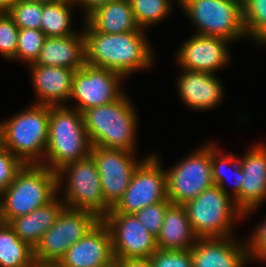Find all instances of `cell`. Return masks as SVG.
Instances as JSON below:
<instances>
[{"instance_id": "36", "label": "cell", "mask_w": 266, "mask_h": 267, "mask_svg": "<svg viewBox=\"0 0 266 267\" xmlns=\"http://www.w3.org/2000/svg\"><path fill=\"white\" fill-rule=\"evenodd\" d=\"M245 243L249 261L258 259L259 262H266V219L254 228L253 233Z\"/></svg>"}, {"instance_id": "16", "label": "cell", "mask_w": 266, "mask_h": 267, "mask_svg": "<svg viewBox=\"0 0 266 267\" xmlns=\"http://www.w3.org/2000/svg\"><path fill=\"white\" fill-rule=\"evenodd\" d=\"M247 151L243 157H239L242 185L233 198L243 217L255 212L266 199V146L258 143Z\"/></svg>"}, {"instance_id": "19", "label": "cell", "mask_w": 266, "mask_h": 267, "mask_svg": "<svg viewBox=\"0 0 266 267\" xmlns=\"http://www.w3.org/2000/svg\"><path fill=\"white\" fill-rule=\"evenodd\" d=\"M179 75L176 80L181 101L192 111L209 110L220 104L225 93L215 74L183 70Z\"/></svg>"}, {"instance_id": "22", "label": "cell", "mask_w": 266, "mask_h": 267, "mask_svg": "<svg viewBox=\"0 0 266 267\" xmlns=\"http://www.w3.org/2000/svg\"><path fill=\"white\" fill-rule=\"evenodd\" d=\"M58 196L60 195L57 194L50 202L29 214L8 222L20 240L35 248L44 233L56 222L59 214L66 207Z\"/></svg>"}, {"instance_id": "5", "label": "cell", "mask_w": 266, "mask_h": 267, "mask_svg": "<svg viewBox=\"0 0 266 267\" xmlns=\"http://www.w3.org/2000/svg\"><path fill=\"white\" fill-rule=\"evenodd\" d=\"M49 135V106L32 104L0 123V145L23 164H41Z\"/></svg>"}, {"instance_id": "25", "label": "cell", "mask_w": 266, "mask_h": 267, "mask_svg": "<svg viewBox=\"0 0 266 267\" xmlns=\"http://www.w3.org/2000/svg\"><path fill=\"white\" fill-rule=\"evenodd\" d=\"M34 248L20 240L12 227L0 221V267H30Z\"/></svg>"}, {"instance_id": "37", "label": "cell", "mask_w": 266, "mask_h": 267, "mask_svg": "<svg viewBox=\"0 0 266 267\" xmlns=\"http://www.w3.org/2000/svg\"><path fill=\"white\" fill-rule=\"evenodd\" d=\"M114 0H76V5H80L82 7V10L84 8V20L96 9H98L101 6H104L105 4H108Z\"/></svg>"}, {"instance_id": "14", "label": "cell", "mask_w": 266, "mask_h": 267, "mask_svg": "<svg viewBox=\"0 0 266 267\" xmlns=\"http://www.w3.org/2000/svg\"><path fill=\"white\" fill-rule=\"evenodd\" d=\"M102 220L110 231L115 259H149L158 249L157 238L135 214L107 213Z\"/></svg>"}, {"instance_id": "39", "label": "cell", "mask_w": 266, "mask_h": 267, "mask_svg": "<svg viewBox=\"0 0 266 267\" xmlns=\"http://www.w3.org/2000/svg\"><path fill=\"white\" fill-rule=\"evenodd\" d=\"M16 0H0V13H7Z\"/></svg>"}, {"instance_id": "20", "label": "cell", "mask_w": 266, "mask_h": 267, "mask_svg": "<svg viewBox=\"0 0 266 267\" xmlns=\"http://www.w3.org/2000/svg\"><path fill=\"white\" fill-rule=\"evenodd\" d=\"M37 102L35 104L59 106L70 101L75 70L65 67L29 65Z\"/></svg>"}, {"instance_id": "24", "label": "cell", "mask_w": 266, "mask_h": 267, "mask_svg": "<svg viewBox=\"0 0 266 267\" xmlns=\"http://www.w3.org/2000/svg\"><path fill=\"white\" fill-rule=\"evenodd\" d=\"M85 21L97 32L120 34L144 31L134 17L129 0H114L92 12Z\"/></svg>"}, {"instance_id": "29", "label": "cell", "mask_w": 266, "mask_h": 267, "mask_svg": "<svg viewBox=\"0 0 266 267\" xmlns=\"http://www.w3.org/2000/svg\"><path fill=\"white\" fill-rule=\"evenodd\" d=\"M137 24L142 29L167 18L172 10L171 0H129Z\"/></svg>"}, {"instance_id": "2", "label": "cell", "mask_w": 266, "mask_h": 267, "mask_svg": "<svg viewBox=\"0 0 266 267\" xmlns=\"http://www.w3.org/2000/svg\"><path fill=\"white\" fill-rule=\"evenodd\" d=\"M127 96L124 93L114 102L89 108L82 113L92 147L136 151L138 117Z\"/></svg>"}, {"instance_id": "18", "label": "cell", "mask_w": 266, "mask_h": 267, "mask_svg": "<svg viewBox=\"0 0 266 267\" xmlns=\"http://www.w3.org/2000/svg\"><path fill=\"white\" fill-rule=\"evenodd\" d=\"M190 252L193 267H244L249 261L245 240L232 236L198 238Z\"/></svg>"}, {"instance_id": "33", "label": "cell", "mask_w": 266, "mask_h": 267, "mask_svg": "<svg viewBox=\"0 0 266 267\" xmlns=\"http://www.w3.org/2000/svg\"><path fill=\"white\" fill-rule=\"evenodd\" d=\"M172 203L169 200L158 202L137 211L135 216L143 224V226L156 238L159 235L163 225L165 212Z\"/></svg>"}, {"instance_id": "35", "label": "cell", "mask_w": 266, "mask_h": 267, "mask_svg": "<svg viewBox=\"0 0 266 267\" xmlns=\"http://www.w3.org/2000/svg\"><path fill=\"white\" fill-rule=\"evenodd\" d=\"M23 163L0 145V194L13 182Z\"/></svg>"}, {"instance_id": "27", "label": "cell", "mask_w": 266, "mask_h": 267, "mask_svg": "<svg viewBox=\"0 0 266 267\" xmlns=\"http://www.w3.org/2000/svg\"><path fill=\"white\" fill-rule=\"evenodd\" d=\"M76 5L71 0H59L56 3L43 4L40 29L46 37H67L78 34L71 27L72 9Z\"/></svg>"}, {"instance_id": "12", "label": "cell", "mask_w": 266, "mask_h": 267, "mask_svg": "<svg viewBox=\"0 0 266 267\" xmlns=\"http://www.w3.org/2000/svg\"><path fill=\"white\" fill-rule=\"evenodd\" d=\"M123 78L114 71L85 64L74 72L70 99L77 103L71 108L83 113L89 108L116 101L125 93L120 88Z\"/></svg>"}, {"instance_id": "26", "label": "cell", "mask_w": 266, "mask_h": 267, "mask_svg": "<svg viewBox=\"0 0 266 267\" xmlns=\"http://www.w3.org/2000/svg\"><path fill=\"white\" fill-rule=\"evenodd\" d=\"M221 154L222 151L220 148H217V145L211 143V164L214 185H217L224 193L231 195V197L234 198L240 192L242 185V168L239 164V157L231 153L229 155ZM227 170H231V174L228 175L226 173L228 172ZM230 178H232V193L227 190L226 185Z\"/></svg>"}, {"instance_id": "28", "label": "cell", "mask_w": 266, "mask_h": 267, "mask_svg": "<svg viewBox=\"0 0 266 267\" xmlns=\"http://www.w3.org/2000/svg\"><path fill=\"white\" fill-rule=\"evenodd\" d=\"M243 21L248 38L266 45V0H245Z\"/></svg>"}, {"instance_id": "7", "label": "cell", "mask_w": 266, "mask_h": 267, "mask_svg": "<svg viewBox=\"0 0 266 267\" xmlns=\"http://www.w3.org/2000/svg\"><path fill=\"white\" fill-rule=\"evenodd\" d=\"M182 206L199 238L233 236L234 221L244 218L234 199L217 185L207 188Z\"/></svg>"}, {"instance_id": "30", "label": "cell", "mask_w": 266, "mask_h": 267, "mask_svg": "<svg viewBox=\"0 0 266 267\" xmlns=\"http://www.w3.org/2000/svg\"><path fill=\"white\" fill-rule=\"evenodd\" d=\"M42 11V3L16 0L7 14L19 29H40Z\"/></svg>"}, {"instance_id": "38", "label": "cell", "mask_w": 266, "mask_h": 267, "mask_svg": "<svg viewBox=\"0 0 266 267\" xmlns=\"http://www.w3.org/2000/svg\"><path fill=\"white\" fill-rule=\"evenodd\" d=\"M116 267H152L149 259H115Z\"/></svg>"}, {"instance_id": "4", "label": "cell", "mask_w": 266, "mask_h": 267, "mask_svg": "<svg viewBox=\"0 0 266 267\" xmlns=\"http://www.w3.org/2000/svg\"><path fill=\"white\" fill-rule=\"evenodd\" d=\"M57 174L40 164H24L0 194V221L24 216L57 195Z\"/></svg>"}, {"instance_id": "41", "label": "cell", "mask_w": 266, "mask_h": 267, "mask_svg": "<svg viewBox=\"0 0 266 267\" xmlns=\"http://www.w3.org/2000/svg\"><path fill=\"white\" fill-rule=\"evenodd\" d=\"M31 2H37V3H42V4H51V3H56L59 0H27Z\"/></svg>"}, {"instance_id": "8", "label": "cell", "mask_w": 266, "mask_h": 267, "mask_svg": "<svg viewBox=\"0 0 266 267\" xmlns=\"http://www.w3.org/2000/svg\"><path fill=\"white\" fill-rule=\"evenodd\" d=\"M178 5L196 28L195 34L230 42L247 37L243 3L238 0H179Z\"/></svg>"}, {"instance_id": "31", "label": "cell", "mask_w": 266, "mask_h": 267, "mask_svg": "<svg viewBox=\"0 0 266 267\" xmlns=\"http://www.w3.org/2000/svg\"><path fill=\"white\" fill-rule=\"evenodd\" d=\"M46 35L41 29H19L15 60H22L28 65L34 63L42 49Z\"/></svg>"}, {"instance_id": "15", "label": "cell", "mask_w": 266, "mask_h": 267, "mask_svg": "<svg viewBox=\"0 0 266 267\" xmlns=\"http://www.w3.org/2000/svg\"><path fill=\"white\" fill-rule=\"evenodd\" d=\"M230 43L220 37L194 34L180 46L175 54L176 61L182 70L215 74L231 61L228 51Z\"/></svg>"}, {"instance_id": "1", "label": "cell", "mask_w": 266, "mask_h": 267, "mask_svg": "<svg viewBox=\"0 0 266 267\" xmlns=\"http://www.w3.org/2000/svg\"><path fill=\"white\" fill-rule=\"evenodd\" d=\"M84 22L86 64L128 78L132 72L149 68L154 63L152 47L143 31L106 34L95 31Z\"/></svg>"}, {"instance_id": "6", "label": "cell", "mask_w": 266, "mask_h": 267, "mask_svg": "<svg viewBox=\"0 0 266 267\" xmlns=\"http://www.w3.org/2000/svg\"><path fill=\"white\" fill-rule=\"evenodd\" d=\"M56 174L57 194L63 181L66 183L65 192L60 198L67 208L89 211L100 219L112 209L105 202L99 172L91 155L62 166Z\"/></svg>"}, {"instance_id": "34", "label": "cell", "mask_w": 266, "mask_h": 267, "mask_svg": "<svg viewBox=\"0 0 266 267\" xmlns=\"http://www.w3.org/2000/svg\"><path fill=\"white\" fill-rule=\"evenodd\" d=\"M149 260L152 267H193L190 250L157 249Z\"/></svg>"}, {"instance_id": "21", "label": "cell", "mask_w": 266, "mask_h": 267, "mask_svg": "<svg viewBox=\"0 0 266 267\" xmlns=\"http://www.w3.org/2000/svg\"><path fill=\"white\" fill-rule=\"evenodd\" d=\"M85 61L83 32L67 37H47L36 61L30 65L81 69Z\"/></svg>"}, {"instance_id": "9", "label": "cell", "mask_w": 266, "mask_h": 267, "mask_svg": "<svg viewBox=\"0 0 266 267\" xmlns=\"http://www.w3.org/2000/svg\"><path fill=\"white\" fill-rule=\"evenodd\" d=\"M166 172L167 198L174 205H183L214 185L211 164V143L200 146Z\"/></svg>"}, {"instance_id": "3", "label": "cell", "mask_w": 266, "mask_h": 267, "mask_svg": "<svg viewBox=\"0 0 266 267\" xmlns=\"http://www.w3.org/2000/svg\"><path fill=\"white\" fill-rule=\"evenodd\" d=\"M83 114L70 105L49 106V135L45 158L40 165L52 171L91 154Z\"/></svg>"}, {"instance_id": "32", "label": "cell", "mask_w": 266, "mask_h": 267, "mask_svg": "<svg viewBox=\"0 0 266 267\" xmlns=\"http://www.w3.org/2000/svg\"><path fill=\"white\" fill-rule=\"evenodd\" d=\"M19 28L7 13H0V54L7 60L16 57Z\"/></svg>"}, {"instance_id": "23", "label": "cell", "mask_w": 266, "mask_h": 267, "mask_svg": "<svg viewBox=\"0 0 266 267\" xmlns=\"http://www.w3.org/2000/svg\"><path fill=\"white\" fill-rule=\"evenodd\" d=\"M182 205L171 204L157 237L158 249L191 250L198 240Z\"/></svg>"}, {"instance_id": "13", "label": "cell", "mask_w": 266, "mask_h": 267, "mask_svg": "<svg viewBox=\"0 0 266 267\" xmlns=\"http://www.w3.org/2000/svg\"><path fill=\"white\" fill-rule=\"evenodd\" d=\"M90 155L99 172L105 202L113 208L122 198L143 159L137 162L135 152L100 146H93Z\"/></svg>"}, {"instance_id": "17", "label": "cell", "mask_w": 266, "mask_h": 267, "mask_svg": "<svg viewBox=\"0 0 266 267\" xmlns=\"http://www.w3.org/2000/svg\"><path fill=\"white\" fill-rule=\"evenodd\" d=\"M114 263L111 234L101 219L66 251L57 265L58 267H111Z\"/></svg>"}, {"instance_id": "40", "label": "cell", "mask_w": 266, "mask_h": 267, "mask_svg": "<svg viewBox=\"0 0 266 267\" xmlns=\"http://www.w3.org/2000/svg\"><path fill=\"white\" fill-rule=\"evenodd\" d=\"M30 267H58L57 264L34 262Z\"/></svg>"}, {"instance_id": "11", "label": "cell", "mask_w": 266, "mask_h": 267, "mask_svg": "<svg viewBox=\"0 0 266 267\" xmlns=\"http://www.w3.org/2000/svg\"><path fill=\"white\" fill-rule=\"evenodd\" d=\"M158 156L149 153L143 158L122 198L108 213L135 214L146 206L168 200L166 172Z\"/></svg>"}, {"instance_id": "10", "label": "cell", "mask_w": 266, "mask_h": 267, "mask_svg": "<svg viewBox=\"0 0 266 267\" xmlns=\"http://www.w3.org/2000/svg\"><path fill=\"white\" fill-rule=\"evenodd\" d=\"M100 220L92 212L65 207L35 246V262L57 264L66 251Z\"/></svg>"}]
</instances>
